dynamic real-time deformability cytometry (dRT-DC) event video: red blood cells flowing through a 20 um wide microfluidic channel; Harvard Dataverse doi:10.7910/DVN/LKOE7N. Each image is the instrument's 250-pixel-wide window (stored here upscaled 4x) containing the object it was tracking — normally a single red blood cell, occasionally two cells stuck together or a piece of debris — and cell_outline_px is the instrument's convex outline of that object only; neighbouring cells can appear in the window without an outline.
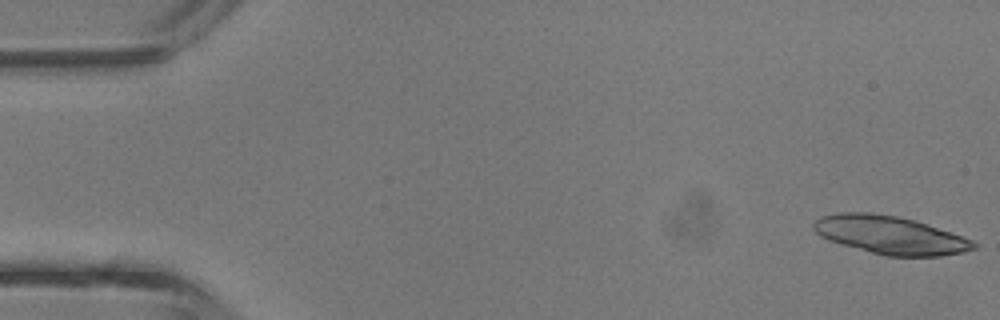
{"species": "common noctule bat (a hibernating species)", "species_latin": "Nyctalus noctula", "temperature_condition": "room temperature", "stored_images_in_passage": 4, "camera_frame_rate_fps": 3000, "um_per_image_px": 0.085, "animal": {"sex": "male", "body_mass_g": 13.3}, "frame": {"image": 1, "passage_image": 1, "time_ms": 0.0, "image_size_px": [1000, 320], "cell_outline_px": [[976, 248], [964, 252], [940, 256], [888, 256], [840, 244], [828, 240], [820, 236], [812, 228], [812, 224], [820, 216], [840, 212], [872, 212], [896, 216], [928, 224], [972, 240], [976, 244]], "centroid_in_image_um": [75.62, 19.97], "position_along_channel_um": 9.4, "area_um2": 35.37}}